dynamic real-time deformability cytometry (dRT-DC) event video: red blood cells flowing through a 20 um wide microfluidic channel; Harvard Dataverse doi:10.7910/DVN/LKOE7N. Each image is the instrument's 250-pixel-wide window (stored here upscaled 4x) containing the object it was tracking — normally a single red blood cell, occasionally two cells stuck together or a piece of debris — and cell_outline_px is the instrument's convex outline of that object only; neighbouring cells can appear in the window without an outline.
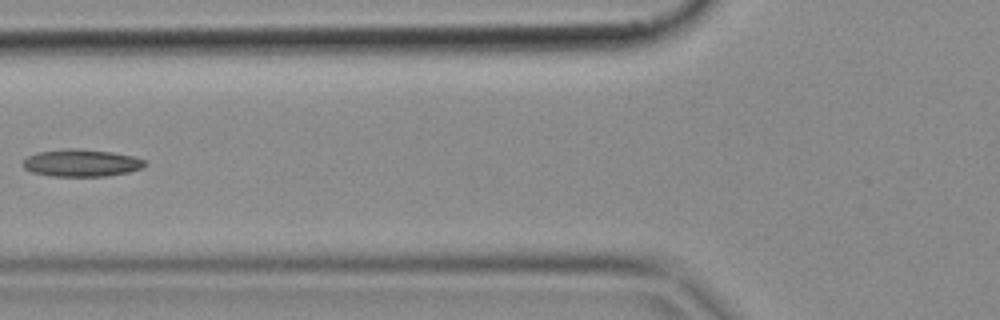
{"species": "common noctule bat (a hibernating species)", "species_latin": "Nyctalus noctula", "temperature_condition": "cold", "stored_images_in_passage": 7, "camera_frame_rate_fps": 3000, "um_per_image_px": 0.085, "animal": {"sex": "female", "body_mass_g": 18.4}, "frame": {"image": 1, "passage_image": 6, "time_ms": 1.667, "image_size_px": [1000, 320], "cell_outline_px": [[148, 164], [144, 168], [128, 172], [108, 176], [52, 176], [32, 172], [24, 168], [20, 164], [28, 156], [36, 152], [68, 148], [76, 148], [112, 152], [132, 156], [144, 160]], "centroid_in_image_um": [6.91, 13.85], "position_along_channel_um": 118.9, "area_um2": 19.54}}
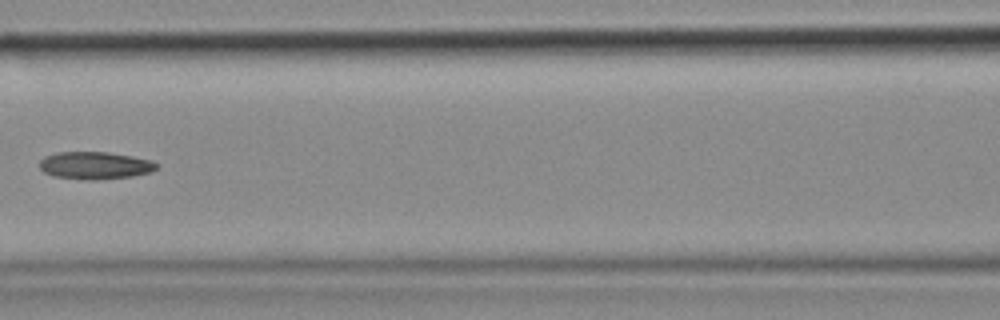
{"frame": {"image": 2, "passage_image": 7, "time_ms": 2.0, "image_size_px": [1000, 320], "cell_outline_px": [[160, 168], [152, 172], [132, 176], [96, 180], [84, 180], [52, 176], [44, 172], [40, 168], [40, 160], [44, 156], [56, 152], [108, 152], [132, 156], [152, 160]], "centroid_in_image_um": [8.08, 14.06], "position_along_channel_um": 158.5, "area_um2": 18.96}}